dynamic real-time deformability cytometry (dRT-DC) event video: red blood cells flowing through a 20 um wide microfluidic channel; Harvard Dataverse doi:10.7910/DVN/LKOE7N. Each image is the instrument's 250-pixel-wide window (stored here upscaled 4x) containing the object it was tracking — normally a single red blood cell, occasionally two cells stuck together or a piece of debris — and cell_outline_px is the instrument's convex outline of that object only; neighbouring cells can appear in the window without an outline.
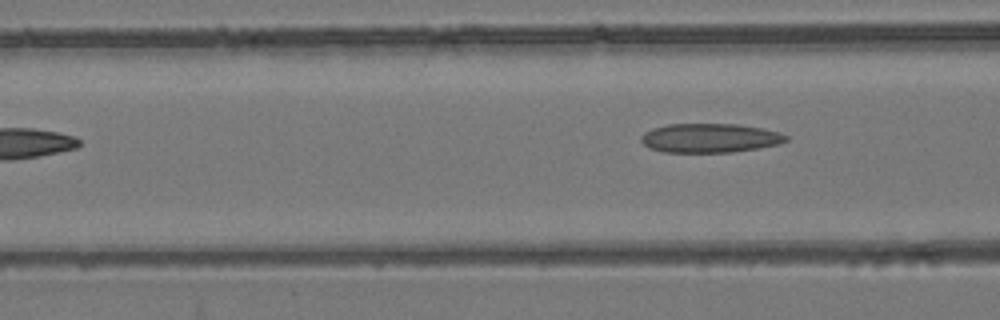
{"species": "common noctule bat (a hibernating species)", "species_latin": "Nyctalus noctula", "temperature_condition": "room temperature", "stored_images_in_passage": 7, "segment_of_instrument_passage": [2, 2], "camera_frame_rate_fps": 3000, "um_per_image_px": 0.085, "animal": {"sex": "female", "body_mass_g": 24.6, "forearm_length_mm": 56.2}, "frame": {"image": 1, "passage_image": 7, "time_ms": 2.0, "image_size_px": [1000, 320], "cell_outline_px": [[788, 140], [780, 144], [732, 152], [664, 152], [648, 148], [640, 140], [640, 136], [644, 132], [652, 128], [668, 124], [740, 124], [764, 128], [780, 132], [788, 136]], "centroid_in_image_um": [60.34, 11.72], "position_along_channel_um": 106.3, "area_um2": 24.8}}